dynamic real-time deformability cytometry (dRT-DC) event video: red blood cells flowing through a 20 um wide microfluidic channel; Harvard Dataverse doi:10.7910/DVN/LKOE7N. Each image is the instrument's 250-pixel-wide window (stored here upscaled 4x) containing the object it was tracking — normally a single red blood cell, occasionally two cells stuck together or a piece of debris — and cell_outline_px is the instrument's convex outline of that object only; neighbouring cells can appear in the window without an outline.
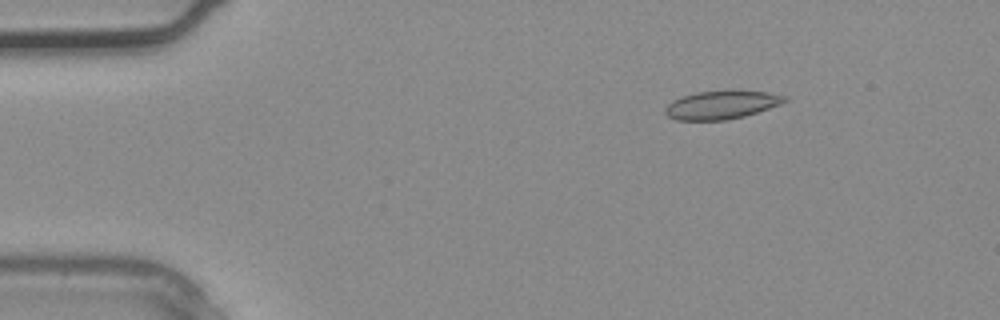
{"species": "common noctule bat (a hibernating species)", "species_latin": "Nyctalus noctula", "temperature_condition": "warm", "stored_images_in_passage": 3, "camera_frame_rate_fps": 3000, "um_per_image_px": 0.085, "animal": {"sex": "male", "body_mass_g": 20.4}, "frame": {"image": 1, "passage_image": 1, "time_ms": 0.0, "image_size_px": [1000, 320], "cell_outline_px": [[788, 100], [780, 104], [744, 116], [724, 120], [676, 120], [668, 116], [664, 112], [664, 108], [672, 100], [696, 92], [728, 88], [768, 92], [788, 96]], "centroid_in_image_um": [61.34, 8.87], "position_along_channel_um": 23.7, "area_um2": 20.23}}